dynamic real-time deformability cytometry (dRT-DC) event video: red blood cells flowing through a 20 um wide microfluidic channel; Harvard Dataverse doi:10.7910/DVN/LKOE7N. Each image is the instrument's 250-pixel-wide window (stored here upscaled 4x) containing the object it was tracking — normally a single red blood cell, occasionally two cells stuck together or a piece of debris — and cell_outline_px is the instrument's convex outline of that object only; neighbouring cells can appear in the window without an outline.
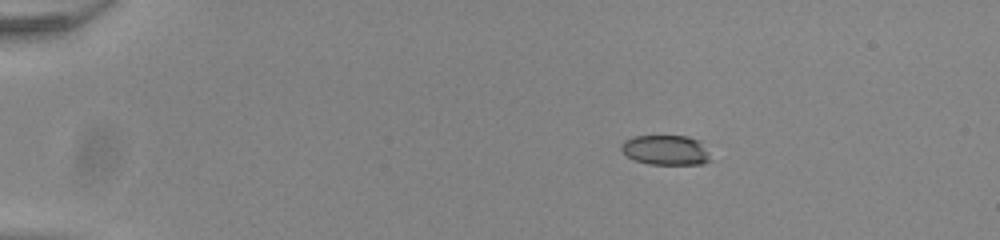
{"species": "common noctule bat (a hibernating species)", "species_latin": "Nyctalus noctula", "temperature_condition": "room temperature", "stored_images_in_passage": 45, "camera_frame_rate_fps": 3000, "um_per_image_px": 0.085, "animal": {"sex": "male", "body_mass_g": 20.0, "forearm_length_mm": 53.3}, "frame": {"image": 1, "passage_image": 1, "time_ms": 0.0, "image_size_px": [1000, 240], "cell_outline_px": [[712, 160], [704, 164], [648, 164], [632, 160], [620, 148], [624, 140], [632, 136], [688, 136], [700, 140], [708, 152]], "centroid_in_image_um": [56.6, 12.76], "position_along_channel_um": 28.4, "area_um2": 15.72}}
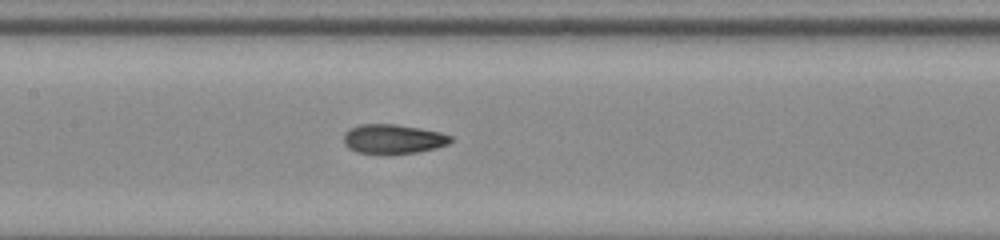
{"frame": {"image": 2, "passage_image": 19, "time_ms": 6.0, "image_size_px": [1000, 240], "cell_outline_px": [[452, 140], [448, 144], [436, 148], [416, 152], [356, 152], [348, 148], [344, 144], [344, 132], [360, 124], [396, 124], [420, 128], [440, 132], [452, 136]], "centroid_in_image_um": [33.42, 11.78], "position_along_channel_um": 174.0, "area_um2": 17.92}}
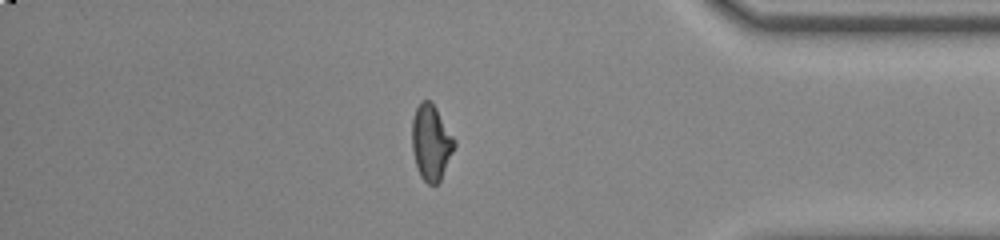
{"frame": {"image": 3, "passage_image": 38, "time_ms": 12.333, "image_size_px": [1000, 240], "cell_outline_px": [[456, 144], [440, 180], [436, 184], [428, 184], [420, 176], [416, 168], [412, 152], [412, 120], [416, 108], [420, 100], [428, 100], [436, 108], [456, 140]], "centroid_in_image_um": [36.62, 12.11], "position_along_channel_um": 398.6, "area_um2": 18.61}}